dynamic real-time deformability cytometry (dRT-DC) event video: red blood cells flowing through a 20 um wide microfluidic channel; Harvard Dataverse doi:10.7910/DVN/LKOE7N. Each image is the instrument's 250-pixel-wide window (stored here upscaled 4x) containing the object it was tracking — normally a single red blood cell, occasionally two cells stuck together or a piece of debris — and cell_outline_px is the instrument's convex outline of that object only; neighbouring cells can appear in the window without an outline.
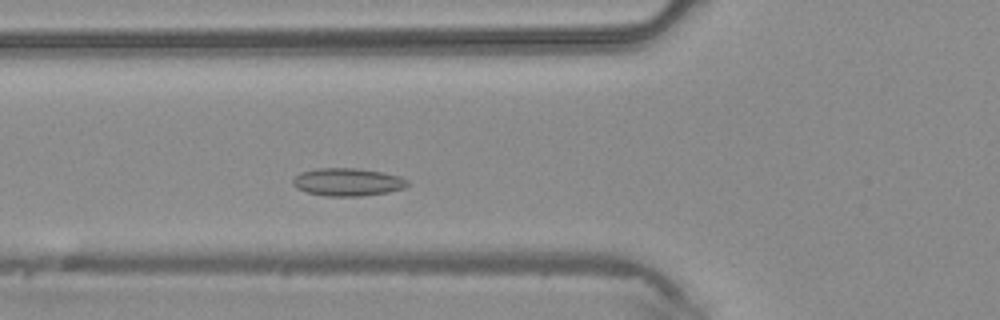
{"species": "common noctule bat (a hibernating species)", "species_latin": "Nyctalus noctula", "temperature_condition": "warm", "stored_images_in_passage": 40, "camera_frame_rate_fps": 3000, "um_per_image_px": 0.085, "animal": {"sex": "male", "body_mass_g": 20.4}, "frame": {"image": 1, "passage_image": 10, "time_ms": 3.0, "image_size_px": [1000, 320], "cell_outline_px": [[408, 184], [404, 188], [388, 192], [360, 196], [324, 196], [308, 192], [296, 188], [292, 184], [292, 180], [300, 172], [316, 168], [356, 168], [380, 172], [400, 176], [408, 180]], "centroid_in_image_um": [29.52, 15.47], "position_along_channel_um": 96.3, "area_um2": 18.55}}
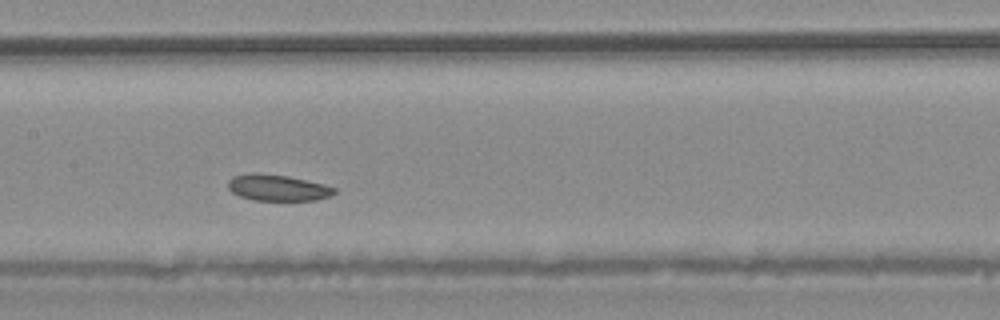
{"frame": {"image": 2, "passage_image": 16, "time_ms": 5.0, "image_size_px": [1000, 320], "cell_outline_px": [[336, 192], [332, 196], [316, 200], [252, 200], [240, 196], [232, 192], [228, 188], [228, 180], [232, 176], [252, 172], [256, 172], [288, 176], [324, 184], [336, 188]], "centroid_in_image_um": [23.59, 15.95], "position_along_channel_um": 183.8, "area_um2": 16.42}}
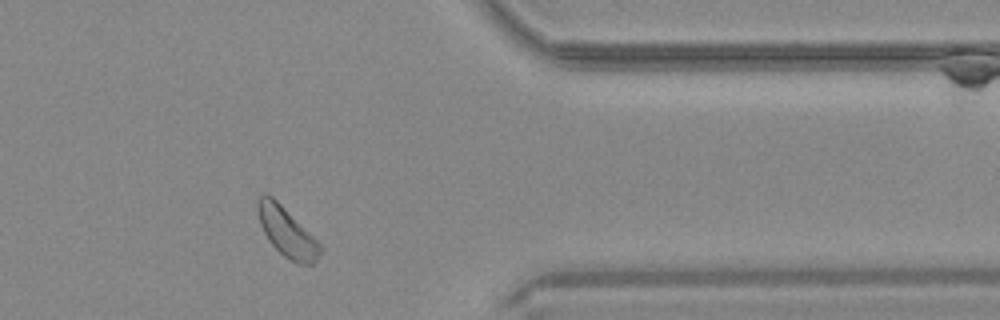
{"frame": {"image": 3, "passage_image": 31, "time_ms": 10.0, "image_size_px": [1000, 320], "cell_outline_px": [[324, 248], [316, 260], [312, 264], [296, 264], [284, 256], [268, 240], [260, 224], [256, 212], [256, 200], [264, 192], [272, 196]], "centroid_in_image_um": [24.34, 19.72], "position_along_channel_um": 387.1, "area_um2": 17.74}}